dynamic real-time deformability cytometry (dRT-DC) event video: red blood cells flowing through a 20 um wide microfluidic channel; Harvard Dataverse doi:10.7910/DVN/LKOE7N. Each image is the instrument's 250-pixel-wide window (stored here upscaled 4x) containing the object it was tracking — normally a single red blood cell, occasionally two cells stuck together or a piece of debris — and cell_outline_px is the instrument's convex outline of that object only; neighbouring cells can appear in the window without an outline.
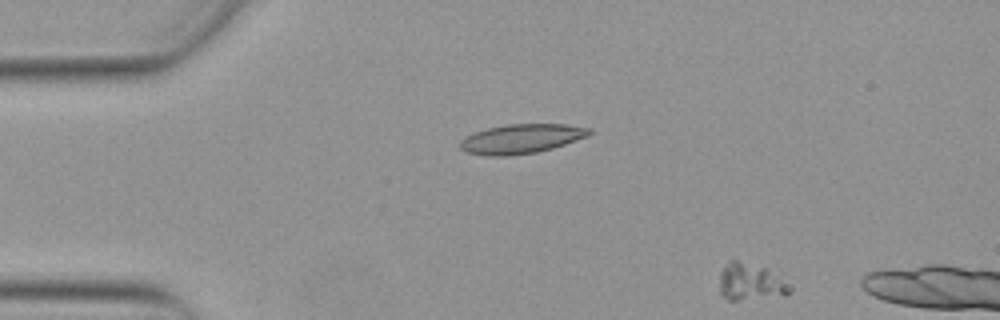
{"species": "Egyptian fruit bat (a non-hibernating species)", "species_latin": "Rousettus aegyptiacus", "temperature_condition": "warm", "stored_images_in_passage": 6, "camera_frame_rate_fps": 3000, "um_per_image_px": 0.085, "animal": {"sex": "female"}, "frame": {"image": 1, "passage_image": 2, "time_ms": 0.333, "image_size_px": [1000, 320], "cell_outline_px": [[792, 292], [784, 296], [736, 300], [728, 300], [720, 296], [720, 272], [732, 256], [768, 268], [792, 284]], "centroid_in_image_um": [63.82, 23.93], "position_along_channel_um": 21.2, "area_um2": 16.01}}